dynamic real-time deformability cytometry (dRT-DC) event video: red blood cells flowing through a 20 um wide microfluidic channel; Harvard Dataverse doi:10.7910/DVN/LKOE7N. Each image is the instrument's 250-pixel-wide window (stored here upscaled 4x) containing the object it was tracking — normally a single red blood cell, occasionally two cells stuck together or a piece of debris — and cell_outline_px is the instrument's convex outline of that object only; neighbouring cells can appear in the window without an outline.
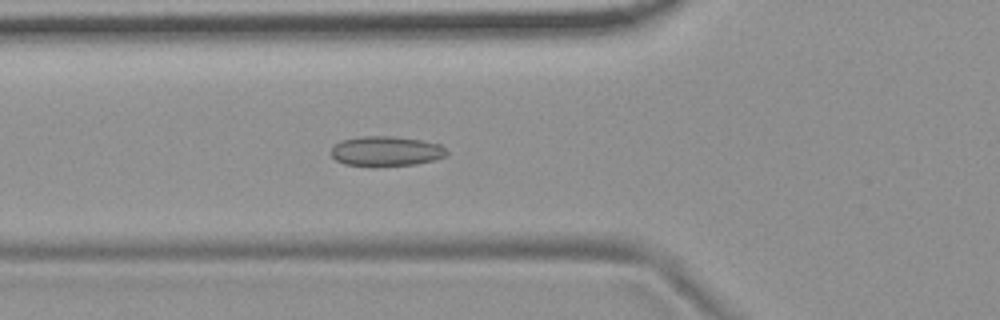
{"species": "common noctule bat (a hibernating species)", "species_latin": "Nyctalus noctula", "temperature_condition": "room temperature", "stored_images_in_passage": 5, "camera_frame_rate_fps": 3000, "um_per_image_px": 0.085, "animal": {"sex": "female", "body_mass_g": 19.9}, "frame": {"image": 1, "passage_image": 5, "time_ms": 4.667, "image_size_px": [1000, 320], "cell_outline_px": [[448, 152], [444, 156], [432, 160], [416, 164], [372, 168], [344, 164], [336, 160], [332, 156], [332, 148], [340, 140], [364, 136], [392, 136], [420, 140], [440, 144]], "centroid_in_image_um": [32.78, 12.88], "position_along_channel_um": 93.0, "area_um2": 20.4}}